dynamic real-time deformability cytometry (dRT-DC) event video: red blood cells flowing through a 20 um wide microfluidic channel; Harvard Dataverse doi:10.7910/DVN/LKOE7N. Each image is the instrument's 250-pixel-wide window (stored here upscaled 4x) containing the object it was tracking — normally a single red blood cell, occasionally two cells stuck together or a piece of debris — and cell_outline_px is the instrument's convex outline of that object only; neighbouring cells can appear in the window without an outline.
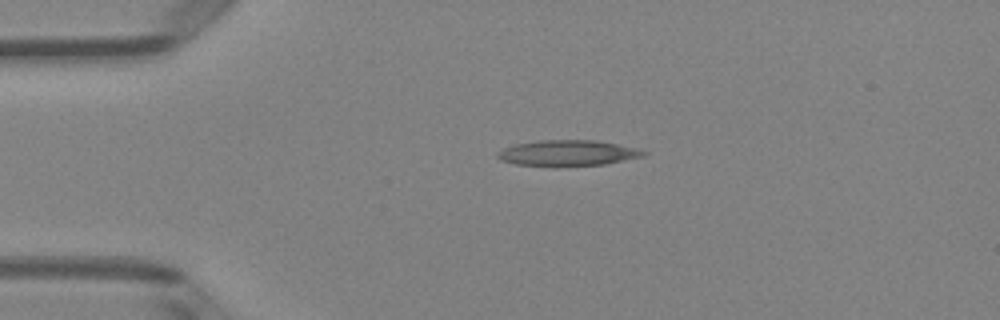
{"species": "Egyptian fruit bat (a non-hibernating species)", "species_latin": "Rousettus aegyptiacus", "temperature_condition": "room temperature", "stored_images_in_passage": 39, "camera_frame_rate_fps": 3000, "um_per_image_px": 0.085, "animal": {"sex": "female"}, "frame": {"image": 1, "passage_image": 1, "time_ms": 0.0, "image_size_px": [1000, 320], "cell_outline_px": [[648, 152], [644, 156], [604, 164], [516, 164], [500, 160], [496, 156], [496, 152], [504, 148], [516, 144], [540, 140], [596, 140], [636, 148]], "centroid_in_image_um": [48.26, 12.97], "position_along_channel_um": 36.7, "area_um2": 21.04}}
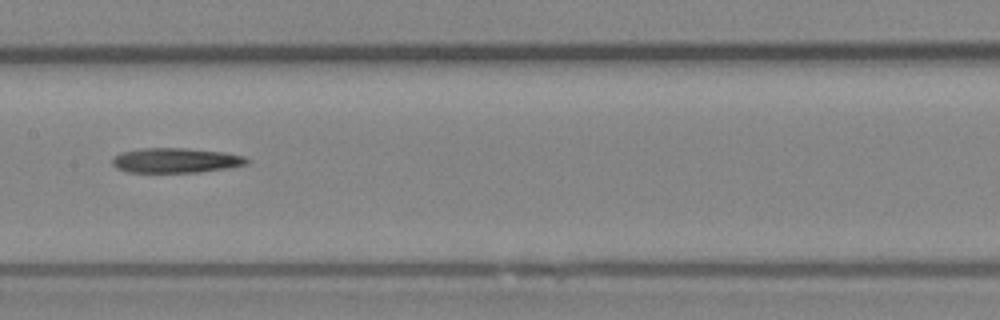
{"frame": {"image": 2, "passage_image": 15, "time_ms": 4.667, "image_size_px": [1000, 320], "cell_outline_px": [[252, 160], [248, 164], [228, 168], [200, 172], [128, 172], [116, 168], [112, 164], [112, 156], [120, 152], [144, 148], [188, 148], [224, 152], [244, 156]], "centroid_in_image_um": [14.95, 13.63], "position_along_channel_um": 192.4, "area_um2": 19.71}}
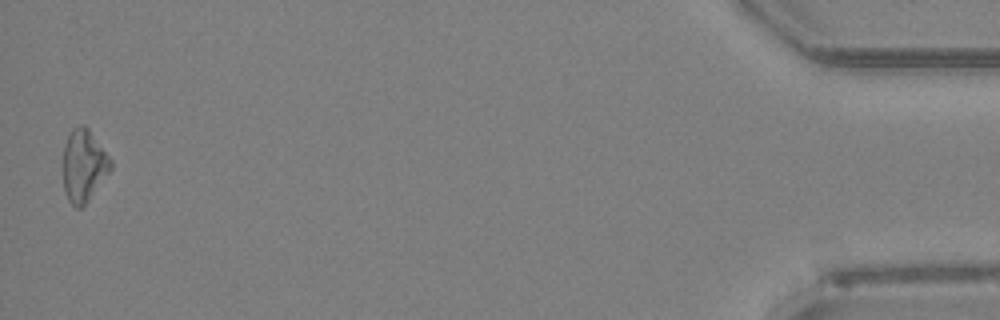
{"frame": {"image": 3, "passage_image": 39, "time_ms": 12.667, "image_size_px": [1000, 320], "cell_outline_px": [[112, 168], [88, 200], [80, 208], [76, 208], [68, 200], [64, 188], [64, 144], [72, 128], [80, 124], [84, 124], [88, 128], [112, 160]], "centroid_in_image_um": [7.12, 14.05], "position_along_channel_um": 428.1, "area_um2": 19.77}, "authors_computed_cell_mechanics": {"area_um2": 19.7098, "velocity_mm_per_s": 4.0974, "shape_relaxation_time_tau1_ms": 2.7132, "shape_relaxation_time_tau2_ms": null, "deformation_change_tau1": 0.1367, "deformation_change_tau2": null}}